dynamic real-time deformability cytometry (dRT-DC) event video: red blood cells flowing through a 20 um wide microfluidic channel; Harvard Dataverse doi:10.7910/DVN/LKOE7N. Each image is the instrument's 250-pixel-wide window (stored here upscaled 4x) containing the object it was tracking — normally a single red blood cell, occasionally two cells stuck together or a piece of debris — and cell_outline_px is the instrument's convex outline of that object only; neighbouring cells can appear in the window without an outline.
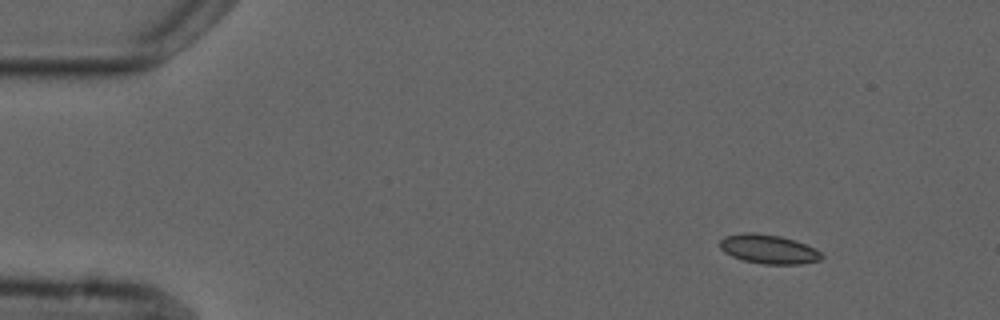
{"species": "common noctule bat (a hibernating species)", "species_latin": "Nyctalus noctula", "temperature_condition": "cold", "stored_images_in_passage": 4, "camera_frame_rate_fps": 3000, "um_per_image_px": 0.085, "animal": {"sex": "male", "forearm_length_mm": 52.5}, "frame": {"image": 1, "passage_image": 1, "time_ms": 0.0, "image_size_px": [1000, 320], "cell_outline_px": [[824, 256], [820, 260], [800, 264], [764, 264], [744, 260], [732, 256], [724, 252], [720, 248], [720, 240], [724, 236], [744, 232], [752, 232], [780, 236], [804, 244], [820, 252]], "centroid_in_image_um": [65.29, 21.17], "position_along_channel_um": 19.7, "area_um2": 17.05}}
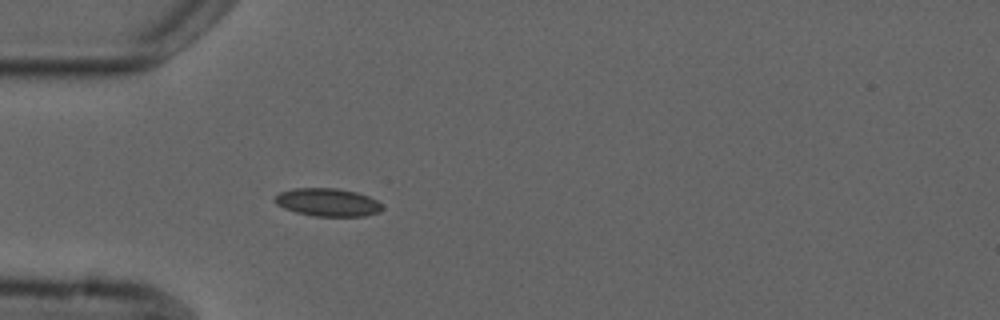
{"frame": {"image": 2, "passage_image": 4, "time_ms": 3.333, "image_size_px": [1000, 320], "cell_outline_px": [[384, 208], [380, 212], [364, 216], [316, 216], [296, 212], [284, 208], [276, 204], [272, 200], [280, 192], [292, 188], [336, 188], [356, 192], [368, 196], [384, 204]], "centroid_in_image_um": [27.87, 17.19], "position_along_channel_um": 57.1, "area_um2": 17.63}}